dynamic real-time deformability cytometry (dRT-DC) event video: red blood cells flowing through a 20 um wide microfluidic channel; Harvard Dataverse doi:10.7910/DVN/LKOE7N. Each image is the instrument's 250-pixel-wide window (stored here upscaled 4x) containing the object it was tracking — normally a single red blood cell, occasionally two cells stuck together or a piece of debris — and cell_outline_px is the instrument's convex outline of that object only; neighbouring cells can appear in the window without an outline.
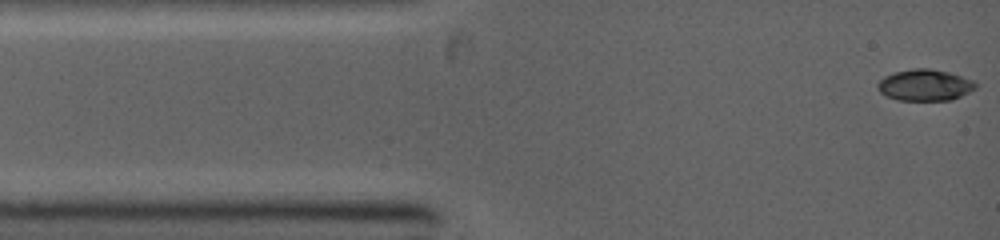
{"species": "common noctule bat (a hibernating species)", "species_latin": "Nyctalus noctula", "temperature_condition": "warm", "stored_images_in_passage": 36, "camera_frame_rate_fps": 5000, "um_per_image_px": 0.085, "animal": {"sex": "female", "body_mass_g": 19.0, "forearm_length_mm": 53.3}, "frame": {"image": 1, "passage_image": 1, "time_ms": 0.0, "image_size_px": [1000, 240], "cell_outline_px": [[976, 88], [952, 100], [900, 100], [888, 96], [880, 92], [876, 88], [876, 84], [884, 76], [892, 72], [912, 68], [932, 68], [948, 72], [976, 80]], "centroid_in_image_um": [78.61, 7.21], "position_along_channel_um": 6.4, "area_um2": 18.09}}
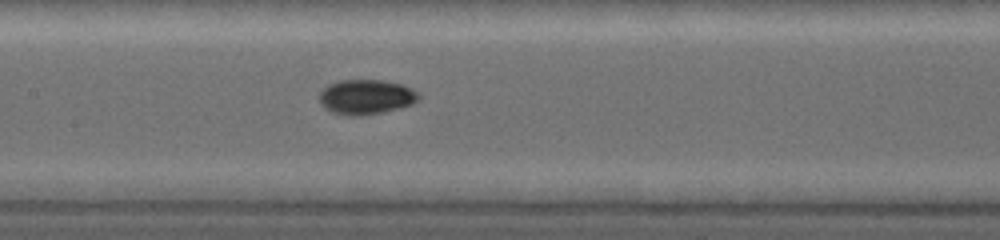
{"frame": {"image": 2, "passage_image": 16, "time_ms": 5.0, "image_size_px": [1000, 240], "cell_outline_px": [[420, 96], [412, 104], [380, 112], [360, 116], [348, 116], [332, 112], [324, 108], [320, 104], [320, 92], [328, 84], [340, 80], [384, 80], [400, 84], [420, 92]], "centroid_in_image_um": [31.08, 8.23], "position_along_channel_um": 176.3, "area_um2": 20.06}}
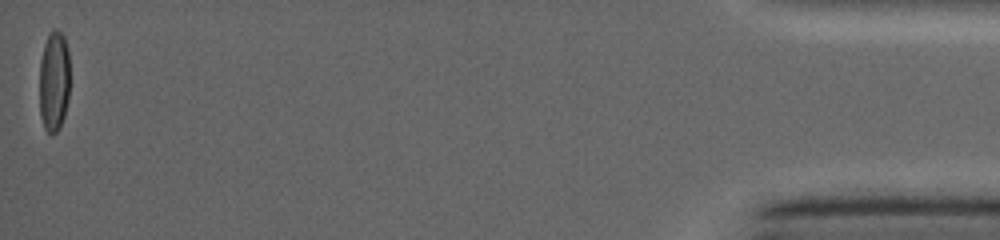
{"frame": {"image": 3, "passage_image": 36, "time_ms": 13.4, "image_size_px": [1000, 240], "cell_outline_px": [[68, 96], [64, 116], [60, 128], [52, 136], [44, 128], [40, 116], [40, 60], [44, 44], [48, 32], [52, 28], [56, 28], [64, 36], [68, 48]], "centroid_in_image_um": [4.57, 6.88], "position_along_channel_um": 430.6, "area_um2": 18.03}}